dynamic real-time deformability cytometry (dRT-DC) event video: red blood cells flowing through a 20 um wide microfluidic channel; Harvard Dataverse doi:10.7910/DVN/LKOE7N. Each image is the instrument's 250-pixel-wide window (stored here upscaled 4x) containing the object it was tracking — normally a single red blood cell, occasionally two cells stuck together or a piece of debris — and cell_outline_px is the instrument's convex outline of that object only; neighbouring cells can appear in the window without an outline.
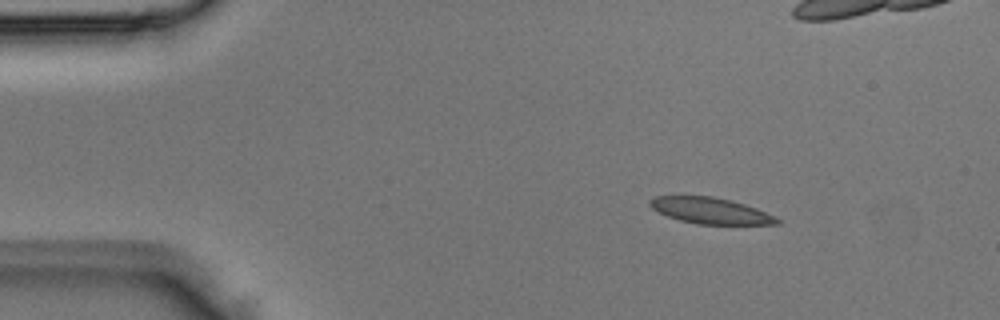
{"species": "Egyptian fruit bat (a non-hibernating species)", "species_latin": "Rousettus aegyptiacus", "temperature_condition": "room temperature", "stored_images_in_passage": 4, "camera_frame_rate_fps": 3000, "um_per_image_px": 0.085, "animal": {"sex": "male"}, "frame": {"image": 1, "passage_image": 1, "time_ms": 0.0, "image_size_px": [1000, 320], "cell_outline_px": [[780, 224], [696, 224], [680, 220], [668, 216], [652, 208], [648, 204], [648, 200], [656, 196], [712, 196], [744, 204], [756, 208], [780, 220]], "centroid_in_image_um": [60.34, 17.9], "position_along_channel_um": 24.7, "area_um2": 19.02}}